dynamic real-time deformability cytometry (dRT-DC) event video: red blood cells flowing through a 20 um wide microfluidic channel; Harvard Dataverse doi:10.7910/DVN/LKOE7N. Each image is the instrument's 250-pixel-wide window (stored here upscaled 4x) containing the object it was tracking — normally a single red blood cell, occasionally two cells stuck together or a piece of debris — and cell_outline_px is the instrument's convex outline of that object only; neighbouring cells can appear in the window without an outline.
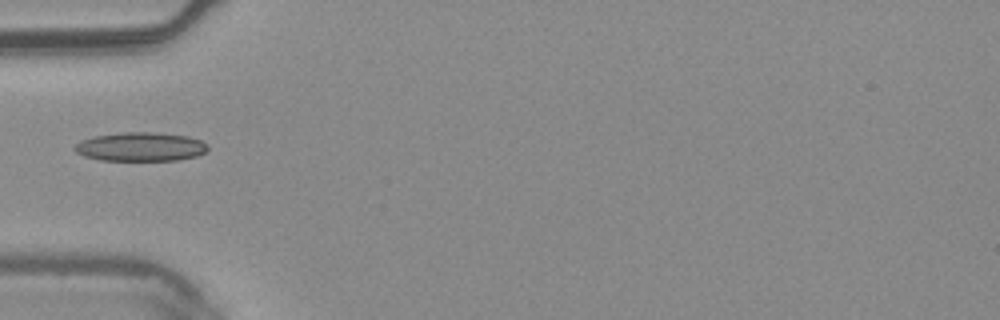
{"species": "common noctule bat (a hibernating species)", "species_latin": "Nyctalus noctula", "temperature_condition": "warm", "stored_images_in_passage": 5, "camera_frame_rate_fps": 3000, "um_per_image_px": 0.085, "animal": {"sex": "male", "body_mass_g": 20.4}, "frame": {"image": 1, "passage_image": 4, "time_ms": 1.0, "image_size_px": [1000, 320], "cell_outline_px": [[208, 148], [204, 152], [196, 156], [176, 160], [100, 160], [84, 156], [76, 152], [72, 148], [80, 140], [96, 136], [124, 132], [152, 132], [188, 136], [200, 140], [208, 144]], "centroid_in_image_um": [11.93, 12.47], "position_along_channel_um": 73.1, "area_um2": 22.31}}